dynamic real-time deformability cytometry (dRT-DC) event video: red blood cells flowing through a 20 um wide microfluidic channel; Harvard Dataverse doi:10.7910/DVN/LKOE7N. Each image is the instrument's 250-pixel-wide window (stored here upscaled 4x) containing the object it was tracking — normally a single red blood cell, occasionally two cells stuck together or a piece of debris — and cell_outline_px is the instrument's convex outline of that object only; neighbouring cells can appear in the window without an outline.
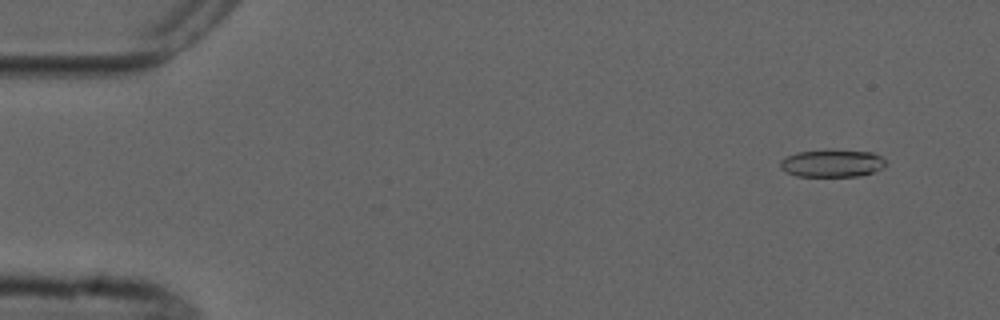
{"species": "common noctule bat (a hibernating species)", "species_latin": "Nyctalus noctula", "temperature_condition": "cold", "stored_images_in_passage": 5, "camera_frame_rate_fps": 3000, "um_per_image_px": 0.085, "animal": {"sex": "male", "forearm_length_mm": 52.5}, "frame": {"image": 1, "passage_image": 2, "time_ms": 1.0, "image_size_px": [1000, 320], "cell_outline_px": [[884, 168], [872, 172], [856, 176], [796, 176], [784, 172], [780, 168], [780, 160], [796, 152], [828, 148], [872, 152], [880, 156], [884, 160]], "centroid_in_image_um": [70.68, 13.85], "position_along_channel_um": 14.3, "area_um2": 17.28}}
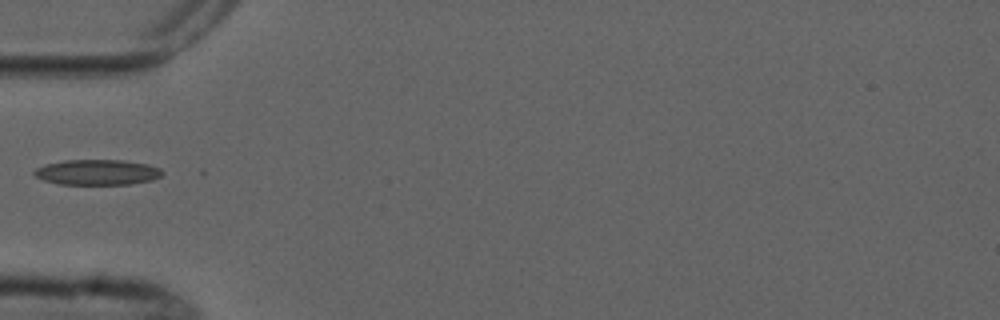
{"frame": {"image": 2, "passage_image": 5, "time_ms": 5.667, "image_size_px": [1000, 320], "cell_outline_px": [[164, 172], [160, 176], [152, 180], [128, 184], [60, 184], [44, 180], [36, 176], [32, 172], [36, 168], [44, 164], [64, 160], [124, 160], [148, 164], [160, 168]], "centroid_in_image_um": [8.26, 14.63], "position_along_channel_um": 76.7, "area_um2": 18.96}}